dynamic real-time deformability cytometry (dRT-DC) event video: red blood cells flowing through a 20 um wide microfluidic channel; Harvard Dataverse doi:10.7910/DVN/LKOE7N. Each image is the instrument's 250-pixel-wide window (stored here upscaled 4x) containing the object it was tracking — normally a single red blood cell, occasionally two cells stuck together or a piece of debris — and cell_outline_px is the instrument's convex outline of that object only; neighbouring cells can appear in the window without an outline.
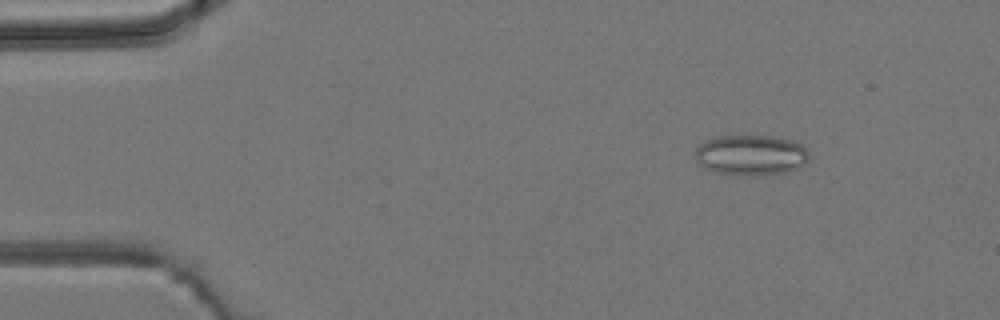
{"species": "common noctule bat (a hibernating species)", "species_latin": "Nyctalus noctula", "temperature_condition": "room temperature", "stored_images_in_passage": 5, "camera_frame_rate_fps": 3000, "um_per_image_px": 0.085, "animal": {"sex": "male", "body_mass_g": 19.2, "forearm_length_mm": 51.8}, "frame": {"image": 1, "passage_image": 2, "time_ms": 1.333, "image_size_px": [1000, 320], "cell_outline_px": [[808, 160], [800, 168], [784, 172], [740, 176], [716, 172], [704, 168], [696, 160], [696, 148], [700, 144], [708, 140], [720, 136], [772, 136], [792, 140], [800, 144], [808, 152]], "centroid_in_image_um": [63.83, 13.18], "position_along_channel_um": 21.2, "area_um2": 26.65}}